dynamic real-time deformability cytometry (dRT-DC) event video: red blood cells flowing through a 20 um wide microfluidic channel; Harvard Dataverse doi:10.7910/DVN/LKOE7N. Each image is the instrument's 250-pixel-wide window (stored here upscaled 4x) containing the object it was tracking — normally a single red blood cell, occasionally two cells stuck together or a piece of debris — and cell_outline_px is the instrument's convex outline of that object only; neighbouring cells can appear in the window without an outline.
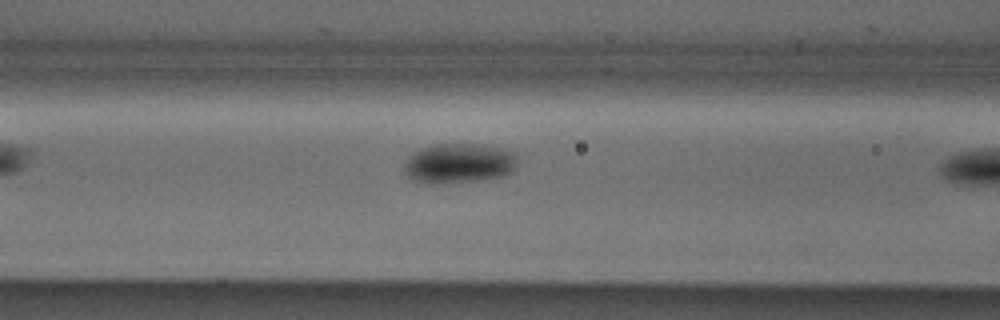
{"species": "Egyptian fruit bat (a non-hibernating species)", "species_latin": "Rousettus aegyptiacus", "temperature_condition": "cold", "stored_images_in_passage": 8, "camera_frame_rate_fps": 3000, "um_per_image_px": 0.085, "animal": {"sex": "male"}, "frame": {"image": 1, "passage_image": 7, "time_ms": 2.0, "image_size_px": [1000, 320], "cell_outline_px": [[516, 168], [512, 172], [504, 176], [480, 180], [436, 184], [428, 184], [412, 180], [404, 172], [404, 160], [412, 152], [420, 148], [432, 144], [480, 144], [504, 148], [516, 152]], "centroid_in_image_um": [38.99, 13.87], "position_along_channel_um": 127.6, "area_um2": 26.93}}